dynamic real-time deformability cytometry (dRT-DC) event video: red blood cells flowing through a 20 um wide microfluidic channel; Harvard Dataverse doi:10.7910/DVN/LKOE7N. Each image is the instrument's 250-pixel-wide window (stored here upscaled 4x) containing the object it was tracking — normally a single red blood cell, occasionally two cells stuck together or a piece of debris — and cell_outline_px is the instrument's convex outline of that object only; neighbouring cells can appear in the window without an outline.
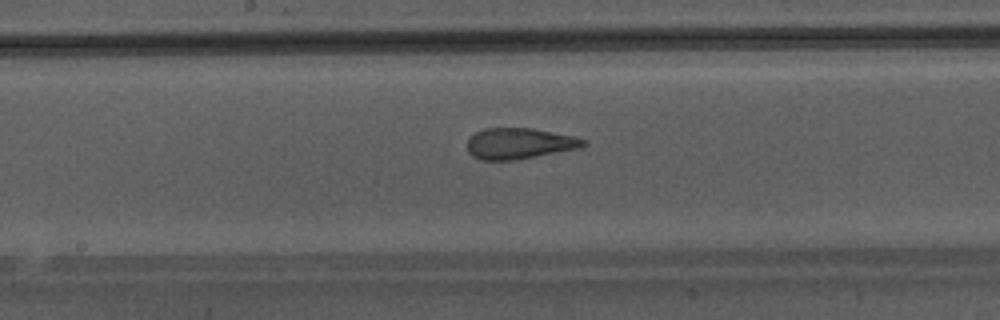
{"species": "Egyptian fruit bat (a non-hibernating species)", "species_latin": "Rousettus aegyptiacus", "temperature_condition": "warm", "stored_images_in_passage": 27, "camera_frame_rate_fps": 3000, "um_per_image_px": 0.085, "animal": {"sex": "male"}, "frame": {"image": 1, "passage_image": 12, "time_ms": 3.667, "image_size_px": [1000, 320], "cell_outline_px": [[588, 144], [580, 148], [512, 160], [480, 160], [472, 156], [468, 152], [468, 140], [476, 132], [484, 128], [532, 128], [572, 136], [588, 140]], "centroid_in_image_um": [44.14, 12.19], "position_along_channel_um": 204.1, "area_um2": 20.81}}